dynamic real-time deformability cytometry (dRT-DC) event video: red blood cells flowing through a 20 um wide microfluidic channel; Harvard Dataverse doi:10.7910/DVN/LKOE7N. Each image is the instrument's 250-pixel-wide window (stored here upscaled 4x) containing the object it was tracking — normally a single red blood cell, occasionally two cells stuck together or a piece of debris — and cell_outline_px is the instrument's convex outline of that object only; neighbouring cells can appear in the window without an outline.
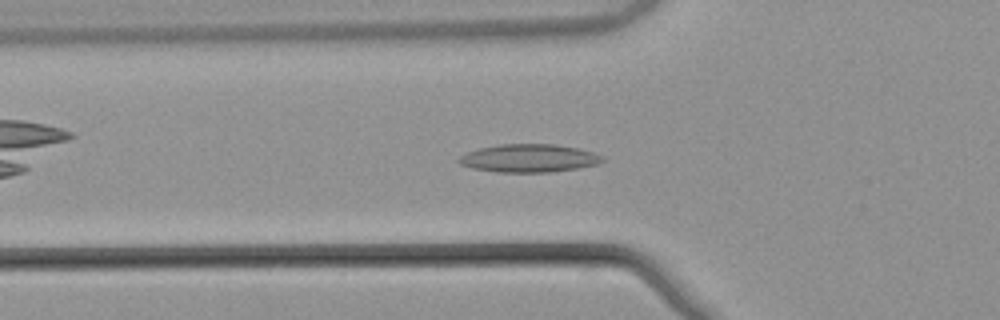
{"species": "common noctule bat (a hibernating species)", "species_latin": "Nyctalus noctula", "temperature_condition": "warm", "stored_images_in_passage": 41, "camera_frame_rate_fps": 3000, "um_per_image_px": 0.085, "animal": {"sex": "male", "body_mass_g": 21.5, "forearm_length_mm": 52.0}, "frame": {"image": 1, "passage_image": 8, "time_ms": 2.333, "image_size_px": [1000, 320], "cell_outline_px": [[604, 160], [600, 164], [580, 168], [552, 172], [500, 172], [472, 168], [460, 164], [456, 160], [460, 156], [468, 152], [480, 148], [500, 144], [552, 144], [580, 148], [592, 152], [600, 156]], "centroid_in_image_um": [44.98, 13.45], "position_along_channel_um": 80.8, "area_um2": 23.47}}
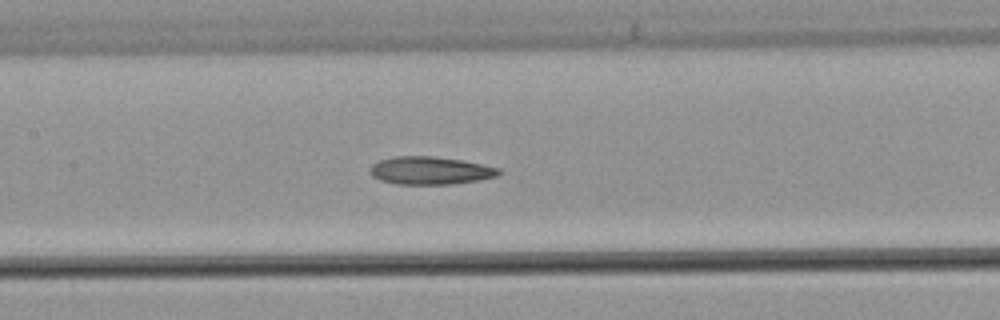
{"frame": {"image": 2, "passage_image": 15, "time_ms": 4.667, "image_size_px": [1000, 320], "cell_outline_px": [[500, 172], [496, 176], [480, 180], [452, 184], [396, 184], [380, 180], [372, 176], [372, 164], [380, 160], [396, 156], [432, 156], [460, 160], [500, 168]], "centroid_in_image_um": [36.57, 14.5], "position_along_channel_um": 170.8, "area_um2": 20.63}}
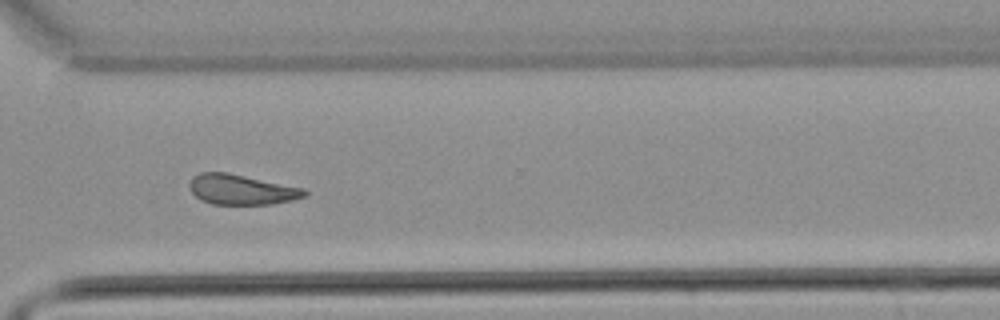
{"frame": {"image": 3, "passage_image": 29, "time_ms": 9.333, "image_size_px": [1000, 320], "cell_outline_px": [[308, 192], [304, 196], [292, 200], [272, 204], [212, 204], [200, 200], [192, 192], [188, 184], [192, 176], [200, 172], [228, 172], [304, 188]], "centroid_in_image_um": [20.49, 16.1], "position_along_channel_um": 350.1, "area_um2": 20.29}, "authors_computed_cell_mechanics": {"area_um2": 20.7502, "velocity_mm_per_s": 3.8502, "shape_relaxation_time_tau1_ms": null, "shape_relaxation_time_tau2_ms": 6.942, "deformation_change_tau1": null, "deformation_change_tau2": 0.1786}}